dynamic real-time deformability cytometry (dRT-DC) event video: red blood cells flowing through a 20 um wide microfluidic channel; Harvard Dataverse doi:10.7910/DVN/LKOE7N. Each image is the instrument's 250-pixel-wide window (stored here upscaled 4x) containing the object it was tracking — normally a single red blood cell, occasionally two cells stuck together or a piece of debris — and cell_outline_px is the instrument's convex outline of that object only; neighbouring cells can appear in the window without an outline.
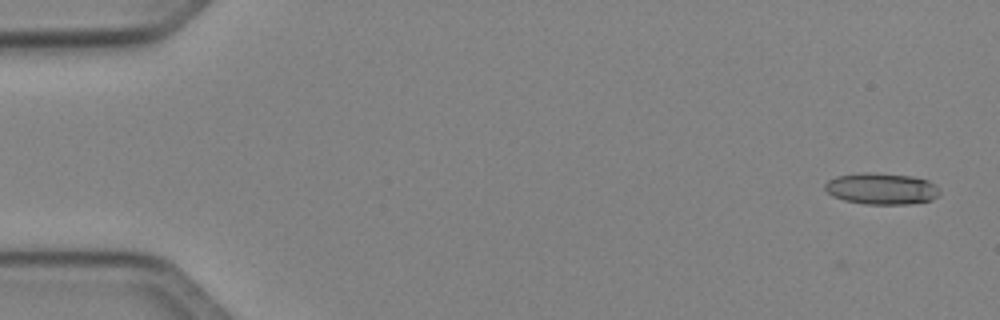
{"species": "Egyptian fruit bat (a non-hibernating species)", "species_latin": "Rousettus aegyptiacus", "temperature_condition": "cold", "stored_images_in_passage": 4, "camera_frame_rate_fps": 3000, "um_per_image_px": 0.085, "animal": {"sex": "female"}, "frame": {"image": 1, "passage_image": 4, "time_ms": 1.0, "image_size_px": [1000, 320], "cell_outline_px": [[940, 192], [932, 200], [908, 204], [864, 204], [844, 200], [832, 196], [824, 188], [824, 184], [828, 180], [836, 176], [868, 172], [912, 176], [928, 180]], "centroid_in_image_um": [74.89, 16.04], "position_along_channel_um": 10.1, "area_um2": 20.87}}